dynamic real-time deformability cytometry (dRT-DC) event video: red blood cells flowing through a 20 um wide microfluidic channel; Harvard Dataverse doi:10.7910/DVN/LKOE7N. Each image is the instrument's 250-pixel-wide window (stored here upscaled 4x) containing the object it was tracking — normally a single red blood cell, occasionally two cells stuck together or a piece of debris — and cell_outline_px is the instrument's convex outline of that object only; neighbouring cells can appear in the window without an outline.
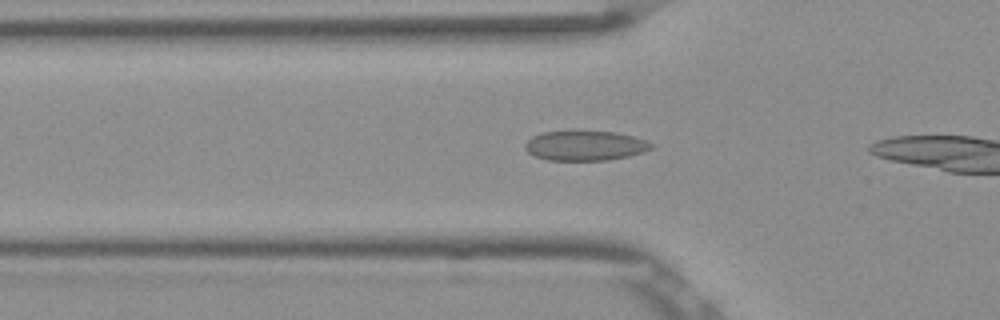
{"species": "Egyptian fruit bat (a non-hibernating species)", "species_latin": "Rousettus aegyptiacus", "temperature_condition": "room temperature", "stored_images_in_passage": 8, "camera_frame_rate_fps": 3000, "um_per_image_px": 0.085, "frame": {"image": 1, "passage_image": 6, "time_ms": 1.667, "image_size_px": [1000, 320], "cell_outline_px": [[652, 148], [644, 152], [628, 156], [608, 160], [548, 160], [536, 156], [528, 152], [524, 148], [524, 144], [532, 136], [540, 132], [616, 132], [632, 136], [644, 140], [652, 144]], "centroid_in_image_um": [49.71, 12.39], "position_along_channel_um": 76.1, "area_um2": 21.62}}